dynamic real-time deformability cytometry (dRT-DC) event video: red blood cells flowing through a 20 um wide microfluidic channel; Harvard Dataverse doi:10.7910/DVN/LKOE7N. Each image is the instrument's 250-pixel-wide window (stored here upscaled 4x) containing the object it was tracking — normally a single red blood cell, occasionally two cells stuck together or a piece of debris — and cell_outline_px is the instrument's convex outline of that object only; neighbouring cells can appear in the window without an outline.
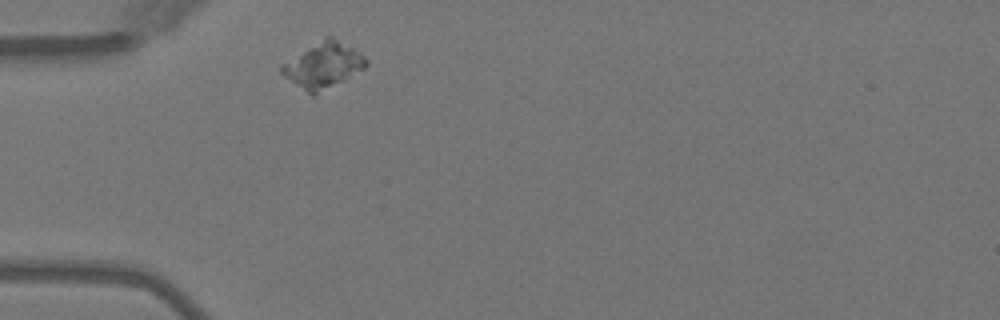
{"species": "Egyptian fruit bat (a non-hibernating species)", "species_latin": "Rousettus aegyptiacus", "temperature_condition": "warm", "stored_images_in_passage": 1, "camera_frame_rate_fps": 3000, "um_per_image_px": 0.085, "animal": {"sex": "female"}, "frame": {"image": 1, "passage_image": 1, "time_ms": 0.0, "image_size_px": [1000, 320], "cell_outline_px": [[368, 64], [364, 68], [316, 96], [312, 96], [284, 76], [280, 72], [280, 64], [324, 36], [332, 36], [360, 52], [364, 56]], "centroid_in_image_um": [27.44, 5.54], "position_along_channel_um": 57.6, "area_um2": 22.48}}